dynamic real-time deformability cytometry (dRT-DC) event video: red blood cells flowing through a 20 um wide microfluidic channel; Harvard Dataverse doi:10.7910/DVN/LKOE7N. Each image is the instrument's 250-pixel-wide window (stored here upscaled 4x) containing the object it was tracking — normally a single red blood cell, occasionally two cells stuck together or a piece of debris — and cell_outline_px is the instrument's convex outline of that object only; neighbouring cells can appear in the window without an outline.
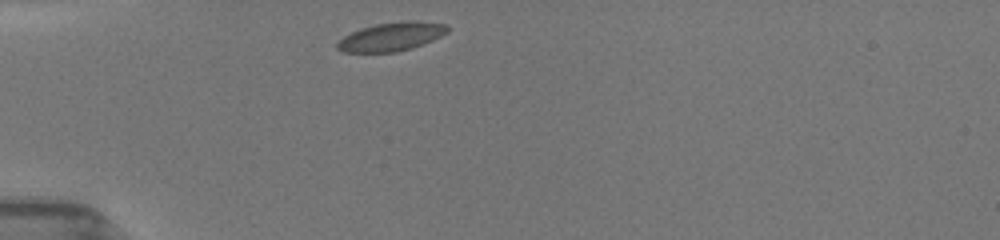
{"species": "common noctule bat (a hibernating species)", "species_latin": "Nyctalus noctula", "temperature_condition": "room temperature", "stored_images_in_passage": 11, "camera_frame_rate_fps": 3000, "um_per_image_px": 0.085, "animal": {"sex": "female", "body_mass_g": 19.5, "forearm_length_mm": 54.1}, "frame": {"image": 1, "passage_image": 1, "time_ms": 0.0, "image_size_px": [1000, 240], "cell_outline_px": [[448, 32], [432, 40], [412, 48], [396, 52], [344, 52], [336, 48], [336, 44], [344, 36], [360, 28], [376, 24], [404, 20], [412, 20], [448, 24]], "centroid_in_image_um": [33.28, 3.11], "position_along_channel_um": 51.7, "area_um2": 18.38}}
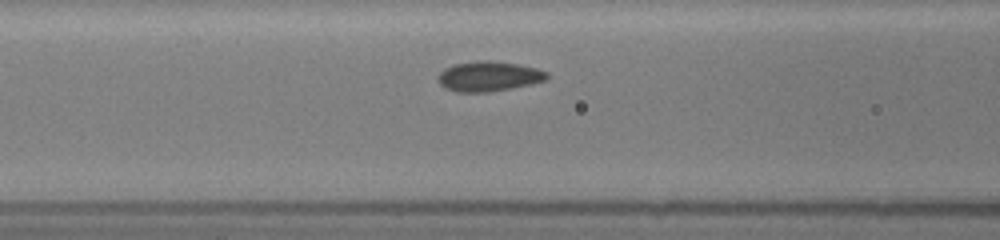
{"frame": {"image": 2, "passage_image": 7, "time_ms": 2.333, "image_size_px": [1000, 240], "cell_outline_px": [[548, 80], [532, 84], [512, 88], [488, 92], [456, 92], [444, 88], [440, 84], [436, 76], [444, 68], [456, 64], [476, 60], [492, 60], [516, 64], [536, 68], [548, 72]], "centroid_in_image_um": [41.53, 6.49], "position_along_channel_um": 125.1, "area_um2": 19.25}}
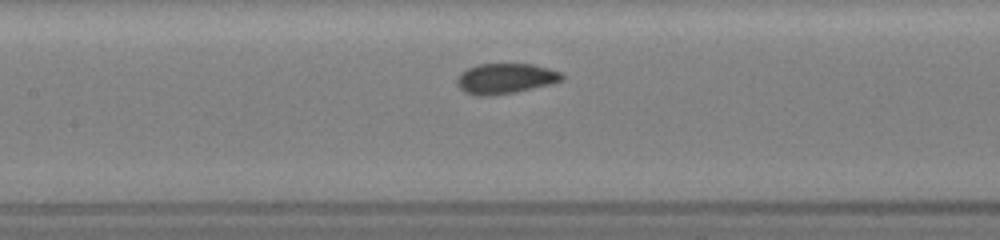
{"frame": {"image": 3, "passage_image": 10, "time_ms": 3.333, "image_size_px": [1000, 240], "cell_outline_px": [[564, 80], [552, 84], [516, 92], [492, 96], [476, 96], [464, 92], [456, 84], [456, 76], [460, 72], [468, 68], [480, 64], [532, 64], [548, 68], [560, 72], [564, 76]], "centroid_in_image_um": [42.94, 6.69], "position_along_channel_um": 164.5, "area_um2": 18.84}}